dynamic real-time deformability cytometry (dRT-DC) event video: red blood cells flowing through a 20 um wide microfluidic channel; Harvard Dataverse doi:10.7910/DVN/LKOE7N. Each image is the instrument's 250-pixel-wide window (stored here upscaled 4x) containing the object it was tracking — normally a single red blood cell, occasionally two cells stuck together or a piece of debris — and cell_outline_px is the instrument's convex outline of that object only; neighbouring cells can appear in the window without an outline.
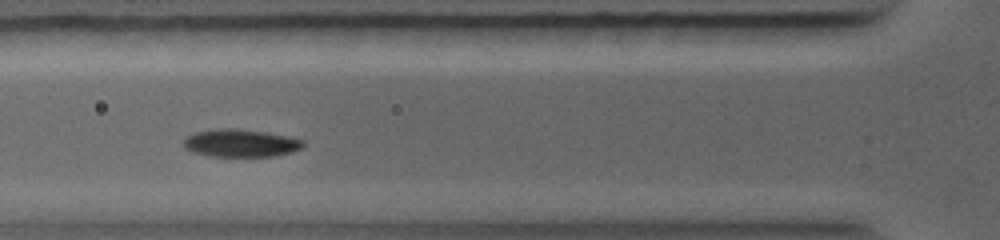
{"species": "common noctule bat (a hibernating species)", "species_latin": "Nyctalus noctula", "temperature_condition": "warm", "stored_images_in_passage": 16, "camera_frame_rate_fps": 5000, "um_per_image_px": 0.085, "animal": {"sex": "female", "body_mass_g": 19.0, "forearm_length_mm": 56.7}, "frame": {"image": 1, "passage_image": 6, "time_ms": 2.2, "image_size_px": [1000, 240], "cell_outline_px": [[304, 144], [300, 148], [292, 152], [276, 156], [208, 156], [192, 152], [184, 148], [184, 140], [188, 136], [196, 132], [216, 128], [236, 128], [264, 132], [304, 140]], "centroid_in_image_um": [20.42, 12.17], "position_along_channel_um": 105.4, "area_um2": 19.19}}
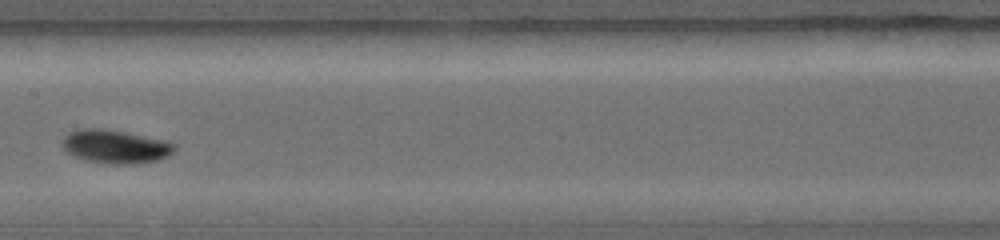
{"frame": {"image": 2, "passage_image": 10, "time_ms": 4.0, "image_size_px": [1000, 240], "cell_outline_px": [[176, 148], [172, 152], [156, 160], [136, 164], [112, 164], [84, 160], [68, 152], [64, 148], [64, 136], [68, 132], [80, 128], [104, 128], [124, 132], [160, 140], [176, 144]], "centroid_in_image_um": [9.77, 12.45], "position_along_channel_um": 197.6, "area_um2": 21.44}}
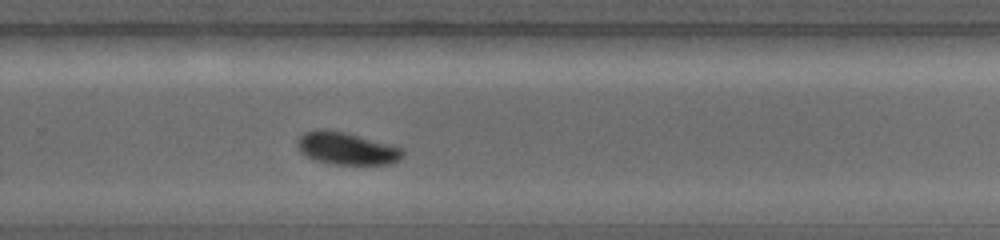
{"frame": {"image": 3, "passage_image": 15, "time_ms": 6.0, "image_size_px": [1000, 240], "cell_outline_px": [[404, 156], [400, 160], [392, 164], [328, 164], [316, 160], [300, 152], [296, 148], [296, 140], [304, 132], [320, 128], [324, 128], [344, 132], [388, 144], [400, 148], [404, 152]], "centroid_in_image_um": [29.41, 12.62], "position_along_channel_um": 300.4, "area_um2": 19.94}}